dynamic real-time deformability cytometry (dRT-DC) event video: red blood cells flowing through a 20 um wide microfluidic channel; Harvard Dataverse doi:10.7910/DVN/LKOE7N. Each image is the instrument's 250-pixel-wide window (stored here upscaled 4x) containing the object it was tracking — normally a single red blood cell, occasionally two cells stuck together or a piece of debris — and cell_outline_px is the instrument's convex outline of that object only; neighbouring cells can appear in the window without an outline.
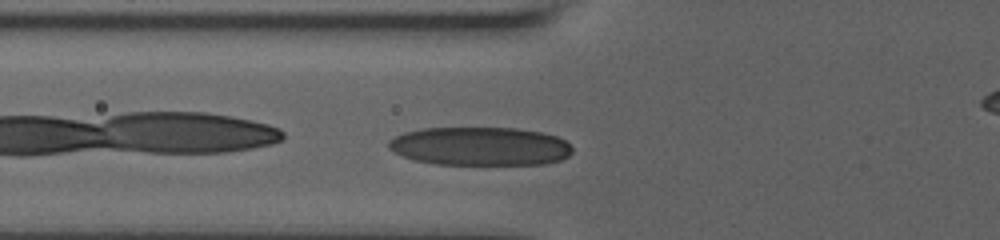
{"species": "human", "species_latin": "Homo sapiens", "temperature_condition": "room temperature", "stored_images_in_passage": 3, "camera_frame_rate_fps": 3000, "um_per_image_px": 0.085, "donor": {"sex": "male"}, "frame": {"image": 1, "passage_image": 2, "time_ms": 0.333, "image_size_px": [1000, 240], "cell_outline_px": [[572, 152], [568, 156], [560, 160], [544, 164], [436, 164], [416, 160], [404, 156], [388, 148], [388, 140], [404, 132], [424, 128], [516, 128], [540, 132], [556, 136], [564, 140], [572, 148]], "centroid_in_image_um": [40.81, 12.43], "position_along_channel_um": 85.0, "area_um2": 41.04}}